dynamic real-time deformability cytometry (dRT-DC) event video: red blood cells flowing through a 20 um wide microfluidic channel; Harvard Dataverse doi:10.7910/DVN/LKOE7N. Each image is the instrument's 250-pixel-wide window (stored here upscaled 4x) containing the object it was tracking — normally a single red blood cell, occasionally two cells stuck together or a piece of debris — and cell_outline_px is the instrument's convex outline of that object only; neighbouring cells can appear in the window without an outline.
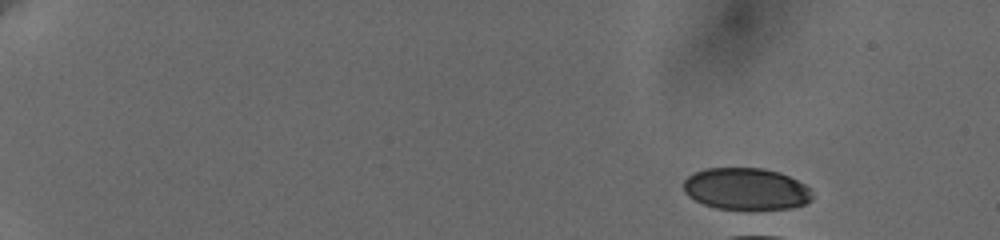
{"species": "human", "species_latin": "Homo sapiens", "temperature_condition": "cold", "stored_images_in_passage": 5, "camera_frame_rate_fps": 3000, "um_per_image_px": 0.085, "donor": {"sex": "female"}, "frame": {"image": 1, "passage_image": 1, "time_ms": 0.0, "image_size_px": [1000, 240], "cell_outline_px": [[812, 200], [804, 204], [788, 208], [716, 208], [704, 204], [688, 196], [684, 192], [684, 180], [692, 172], [704, 168], [764, 168], [780, 172], [804, 184], [808, 188], [812, 196]], "centroid_in_image_um": [63.38, 16.03], "position_along_channel_um": 21.6, "area_um2": 31.1}}